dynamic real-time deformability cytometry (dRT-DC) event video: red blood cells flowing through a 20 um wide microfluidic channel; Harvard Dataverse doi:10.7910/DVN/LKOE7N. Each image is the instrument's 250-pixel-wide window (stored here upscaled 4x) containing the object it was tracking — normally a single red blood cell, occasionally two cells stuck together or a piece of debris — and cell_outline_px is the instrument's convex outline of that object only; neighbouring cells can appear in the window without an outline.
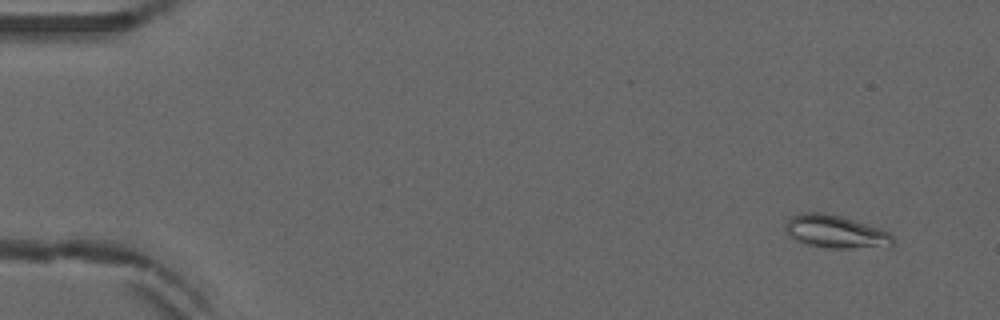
{"species": "common noctule bat (a hibernating species)", "species_latin": "Nyctalus noctula", "temperature_condition": "warm", "stored_images_in_passage": 52, "camera_frame_rate_fps": 3000, "um_per_image_px": 0.085, "animal": {"sex": "male", "forearm_length_mm": 52.5}, "frame": {"image": 1, "passage_image": 3, "time_ms": 0.667, "image_size_px": [1000, 320], "cell_outline_px": [[896, 244], [888, 248], [828, 248], [808, 244], [796, 240], [788, 236], [784, 228], [788, 220], [792, 216], [800, 212], [820, 212], [840, 216], [880, 228], [888, 232], [892, 236]], "centroid_in_image_um": [71.07, 19.71], "position_along_channel_um": 13.9, "area_um2": 20.87}}
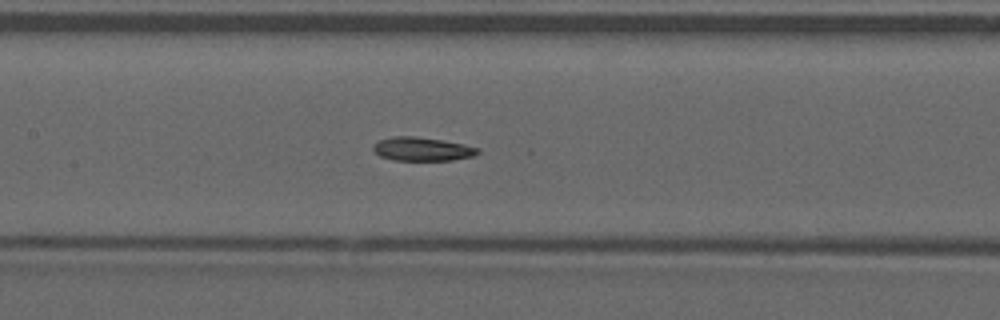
{"frame": {"image": 2, "passage_image": 25, "time_ms": 8.0, "image_size_px": [1000, 320], "cell_outline_px": [[480, 152], [476, 156], [452, 160], [392, 160], [380, 156], [372, 148], [380, 140], [396, 136], [412, 136], [440, 140], [464, 144], [480, 148]], "centroid_in_image_um": [35.95, 12.68], "position_along_channel_um": 171.5, "area_um2": 14.28}}
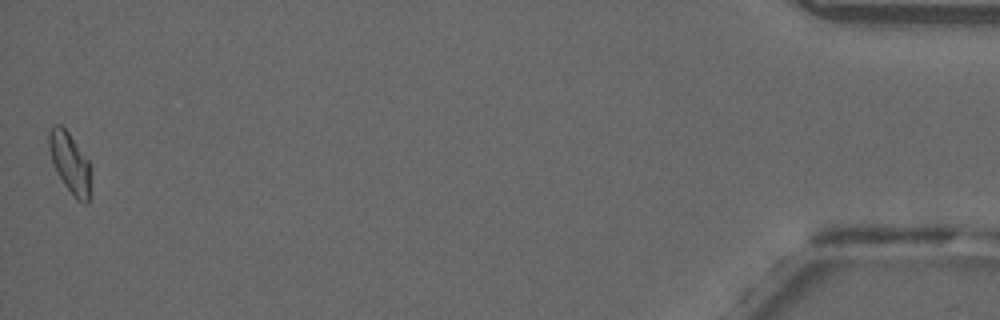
{"frame": {"image": 3, "passage_image": 52, "time_ms": 17.0, "image_size_px": [1000, 320], "cell_outline_px": [[92, 172], [88, 204], [84, 204], [76, 200], [64, 184], [56, 172], [52, 160], [48, 144], [48, 132], [56, 124], [60, 124], [68, 132], [92, 164]], "centroid_in_image_um": [5.99, 13.88], "position_along_channel_um": 429.2, "area_um2": 15.09}, "authors_computed_cell_mechanics": {"area_um2": 15.1436, "velocity_mm_per_s": 3.8943, "shape_relaxation_time_tau1_ms": null, "shape_relaxation_time_tau2_ms": 7.4632, "deformation_change_tau1": null, "deformation_change_tau2": 0.1111}}